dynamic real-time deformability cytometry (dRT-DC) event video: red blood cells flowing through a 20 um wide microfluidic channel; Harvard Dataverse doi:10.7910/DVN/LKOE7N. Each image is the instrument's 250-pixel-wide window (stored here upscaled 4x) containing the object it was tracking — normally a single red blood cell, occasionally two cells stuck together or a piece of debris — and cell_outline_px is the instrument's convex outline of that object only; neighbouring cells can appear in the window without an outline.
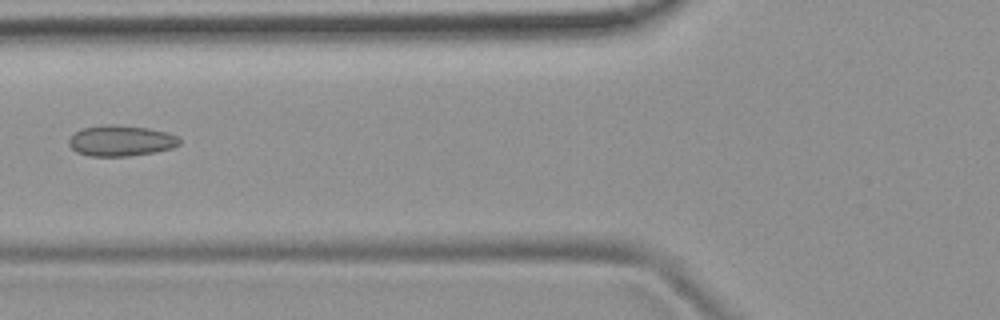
{"species": "common noctule bat (a hibernating species)", "species_latin": "Nyctalus noctula", "temperature_condition": "room temperature", "stored_images_in_passage": 6, "camera_frame_rate_fps": 3000, "um_per_image_px": 0.085, "animal": {"sex": "female", "body_mass_g": 19.9}, "frame": {"image": 1, "passage_image": 5, "time_ms": 6.333, "image_size_px": [1000, 320], "cell_outline_px": [[180, 144], [172, 148], [156, 152], [128, 156], [88, 156], [76, 152], [68, 144], [68, 140], [76, 132], [84, 128], [104, 124], [112, 124], [148, 128], [164, 132], [176, 136], [180, 140]], "centroid_in_image_um": [10.26, 11.97], "position_along_channel_um": 115.5, "area_um2": 19.77}}
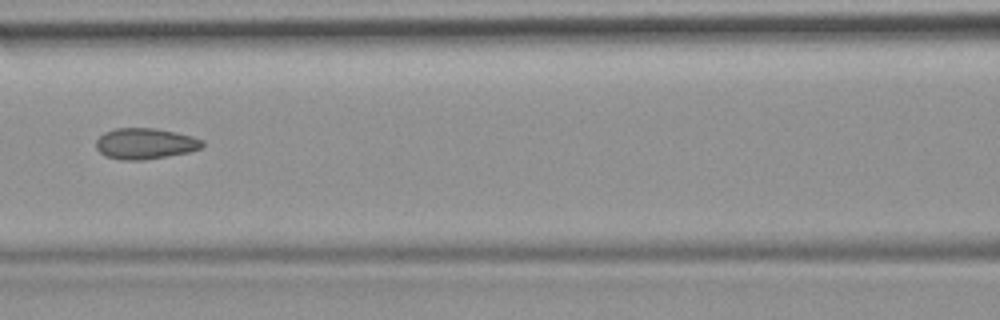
{"frame": {"image": 2, "passage_image": 6, "time_ms": 7.333, "image_size_px": [1000, 320], "cell_outline_px": [[204, 144], [200, 148], [188, 152], [144, 160], [120, 160], [108, 156], [100, 152], [96, 148], [96, 140], [104, 132], [116, 128], [156, 128], [176, 132], [192, 136], [204, 140]], "centroid_in_image_um": [12.34, 12.2], "position_along_channel_um": 154.3, "area_um2": 19.13}}